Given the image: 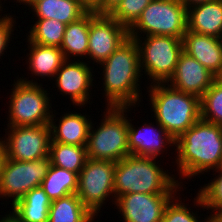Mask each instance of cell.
I'll list each match as a JSON object with an SVG mask.
<instances>
[{"mask_svg":"<svg viewBox=\"0 0 222 222\" xmlns=\"http://www.w3.org/2000/svg\"><path fill=\"white\" fill-rule=\"evenodd\" d=\"M179 179L210 172L222 166V126L201 118L175 139Z\"/></svg>","mask_w":222,"mask_h":222,"instance_id":"obj_1","label":"cell"},{"mask_svg":"<svg viewBox=\"0 0 222 222\" xmlns=\"http://www.w3.org/2000/svg\"><path fill=\"white\" fill-rule=\"evenodd\" d=\"M99 65L103 66L102 87L108 103L106 107L121 108L140 104L142 92L140 93L139 89L141 87L139 78L143 74L135 39L128 37Z\"/></svg>","mask_w":222,"mask_h":222,"instance_id":"obj_2","label":"cell"},{"mask_svg":"<svg viewBox=\"0 0 222 222\" xmlns=\"http://www.w3.org/2000/svg\"><path fill=\"white\" fill-rule=\"evenodd\" d=\"M158 158L129 155L115 162V200L128 193H177L181 183L157 165Z\"/></svg>","mask_w":222,"mask_h":222,"instance_id":"obj_3","label":"cell"},{"mask_svg":"<svg viewBox=\"0 0 222 222\" xmlns=\"http://www.w3.org/2000/svg\"><path fill=\"white\" fill-rule=\"evenodd\" d=\"M148 100L158 122L174 139L201 118L200 98L166 83L149 84ZM149 88V89H148Z\"/></svg>","mask_w":222,"mask_h":222,"instance_id":"obj_4","label":"cell"},{"mask_svg":"<svg viewBox=\"0 0 222 222\" xmlns=\"http://www.w3.org/2000/svg\"><path fill=\"white\" fill-rule=\"evenodd\" d=\"M133 107H107L97 130L91 123L86 145L87 158L118 162L130 155L128 147L129 109Z\"/></svg>","mask_w":222,"mask_h":222,"instance_id":"obj_5","label":"cell"},{"mask_svg":"<svg viewBox=\"0 0 222 222\" xmlns=\"http://www.w3.org/2000/svg\"><path fill=\"white\" fill-rule=\"evenodd\" d=\"M37 81L23 79L13 84L9 99L7 127L47 125L51 120L52 105L47 91ZM51 108V109H50Z\"/></svg>","mask_w":222,"mask_h":222,"instance_id":"obj_6","label":"cell"},{"mask_svg":"<svg viewBox=\"0 0 222 222\" xmlns=\"http://www.w3.org/2000/svg\"><path fill=\"white\" fill-rule=\"evenodd\" d=\"M131 38L138 46L141 72L149 77L151 84L167 83L183 52L182 39L164 35Z\"/></svg>","mask_w":222,"mask_h":222,"instance_id":"obj_7","label":"cell"},{"mask_svg":"<svg viewBox=\"0 0 222 222\" xmlns=\"http://www.w3.org/2000/svg\"><path fill=\"white\" fill-rule=\"evenodd\" d=\"M187 31V8L180 0H152L128 29L129 37L164 35L182 39ZM141 33V34H139Z\"/></svg>","mask_w":222,"mask_h":222,"instance_id":"obj_8","label":"cell"},{"mask_svg":"<svg viewBox=\"0 0 222 222\" xmlns=\"http://www.w3.org/2000/svg\"><path fill=\"white\" fill-rule=\"evenodd\" d=\"M114 173L115 162L87 158L78 175L76 194L96 218L107 198L115 203Z\"/></svg>","mask_w":222,"mask_h":222,"instance_id":"obj_9","label":"cell"},{"mask_svg":"<svg viewBox=\"0 0 222 222\" xmlns=\"http://www.w3.org/2000/svg\"><path fill=\"white\" fill-rule=\"evenodd\" d=\"M50 167V156L34 161L6 158L0 174V199L13 198L10 204H14L33 188L41 186Z\"/></svg>","mask_w":222,"mask_h":222,"instance_id":"obj_10","label":"cell"},{"mask_svg":"<svg viewBox=\"0 0 222 222\" xmlns=\"http://www.w3.org/2000/svg\"><path fill=\"white\" fill-rule=\"evenodd\" d=\"M4 139L7 158L18 161H34L49 156L50 125L7 127Z\"/></svg>","mask_w":222,"mask_h":222,"instance_id":"obj_11","label":"cell"},{"mask_svg":"<svg viewBox=\"0 0 222 222\" xmlns=\"http://www.w3.org/2000/svg\"><path fill=\"white\" fill-rule=\"evenodd\" d=\"M128 29L109 14H97L90 9L88 58L100 64L127 38Z\"/></svg>","mask_w":222,"mask_h":222,"instance_id":"obj_12","label":"cell"},{"mask_svg":"<svg viewBox=\"0 0 222 222\" xmlns=\"http://www.w3.org/2000/svg\"><path fill=\"white\" fill-rule=\"evenodd\" d=\"M177 193H128L115 200L123 222H161L165 208Z\"/></svg>","mask_w":222,"mask_h":222,"instance_id":"obj_13","label":"cell"},{"mask_svg":"<svg viewBox=\"0 0 222 222\" xmlns=\"http://www.w3.org/2000/svg\"><path fill=\"white\" fill-rule=\"evenodd\" d=\"M93 73L91 66L83 60H65L54 77L56 88L63 96H70L73 104L83 107L90 103Z\"/></svg>","mask_w":222,"mask_h":222,"instance_id":"obj_14","label":"cell"},{"mask_svg":"<svg viewBox=\"0 0 222 222\" xmlns=\"http://www.w3.org/2000/svg\"><path fill=\"white\" fill-rule=\"evenodd\" d=\"M216 76L190 55L182 52L167 84L177 91L202 98ZM170 83V84H169Z\"/></svg>","mask_w":222,"mask_h":222,"instance_id":"obj_15","label":"cell"},{"mask_svg":"<svg viewBox=\"0 0 222 222\" xmlns=\"http://www.w3.org/2000/svg\"><path fill=\"white\" fill-rule=\"evenodd\" d=\"M130 121L132 120L128 119V147L130 155L158 158L167 150L166 145L167 148L175 146V139L158 122H156V127L151 122L149 124L143 123L144 125L137 129Z\"/></svg>","mask_w":222,"mask_h":222,"instance_id":"obj_16","label":"cell"},{"mask_svg":"<svg viewBox=\"0 0 222 222\" xmlns=\"http://www.w3.org/2000/svg\"><path fill=\"white\" fill-rule=\"evenodd\" d=\"M183 52L205 66L216 77H222V39L186 31L182 37Z\"/></svg>","mask_w":222,"mask_h":222,"instance_id":"obj_17","label":"cell"},{"mask_svg":"<svg viewBox=\"0 0 222 222\" xmlns=\"http://www.w3.org/2000/svg\"><path fill=\"white\" fill-rule=\"evenodd\" d=\"M55 114L51 113L50 129L51 140L61 144H70L78 146H86L88 140V134L92 120L89 116L77 112L72 113L69 111L62 114L59 119V124L56 125Z\"/></svg>","mask_w":222,"mask_h":222,"instance_id":"obj_18","label":"cell"},{"mask_svg":"<svg viewBox=\"0 0 222 222\" xmlns=\"http://www.w3.org/2000/svg\"><path fill=\"white\" fill-rule=\"evenodd\" d=\"M187 31L222 39V0L210 1L188 8Z\"/></svg>","mask_w":222,"mask_h":222,"instance_id":"obj_19","label":"cell"},{"mask_svg":"<svg viewBox=\"0 0 222 222\" xmlns=\"http://www.w3.org/2000/svg\"><path fill=\"white\" fill-rule=\"evenodd\" d=\"M28 42L29 54L28 57V69L32 71V75L38 77H49L53 79L55 74L61 67L62 63L65 61L63 52L60 47L56 46H42L33 42ZM30 55V56H29ZM51 77V78H50Z\"/></svg>","mask_w":222,"mask_h":222,"instance_id":"obj_20","label":"cell"},{"mask_svg":"<svg viewBox=\"0 0 222 222\" xmlns=\"http://www.w3.org/2000/svg\"><path fill=\"white\" fill-rule=\"evenodd\" d=\"M31 10L36 18L56 19L68 25L82 17L89 8L81 0H40Z\"/></svg>","mask_w":222,"mask_h":222,"instance_id":"obj_21","label":"cell"},{"mask_svg":"<svg viewBox=\"0 0 222 222\" xmlns=\"http://www.w3.org/2000/svg\"><path fill=\"white\" fill-rule=\"evenodd\" d=\"M51 200L41 186L33 188L11 205L20 222H48Z\"/></svg>","mask_w":222,"mask_h":222,"instance_id":"obj_22","label":"cell"},{"mask_svg":"<svg viewBox=\"0 0 222 222\" xmlns=\"http://www.w3.org/2000/svg\"><path fill=\"white\" fill-rule=\"evenodd\" d=\"M90 25V9L78 20L69 23L64 32L60 49L65 60L71 57H88V37ZM77 56V57H76Z\"/></svg>","mask_w":222,"mask_h":222,"instance_id":"obj_23","label":"cell"},{"mask_svg":"<svg viewBox=\"0 0 222 222\" xmlns=\"http://www.w3.org/2000/svg\"><path fill=\"white\" fill-rule=\"evenodd\" d=\"M93 215L76 193L51 201L48 222H93Z\"/></svg>","mask_w":222,"mask_h":222,"instance_id":"obj_24","label":"cell"},{"mask_svg":"<svg viewBox=\"0 0 222 222\" xmlns=\"http://www.w3.org/2000/svg\"><path fill=\"white\" fill-rule=\"evenodd\" d=\"M41 187L51 201L74 194L78 188V174L51 164Z\"/></svg>","mask_w":222,"mask_h":222,"instance_id":"obj_25","label":"cell"},{"mask_svg":"<svg viewBox=\"0 0 222 222\" xmlns=\"http://www.w3.org/2000/svg\"><path fill=\"white\" fill-rule=\"evenodd\" d=\"M51 164L79 175L87 161L86 146L61 144L50 141Z\"/></svg>","mask_w":222,"mask_h":222,"instance_id":"obj_26","label":"cell"},{"mask_svg":"<svg viewBox=\"0 0 222 222\" xmlns=\"http://www.w3.org/2000/svg\"><path fill=\"white\" fill-rule=\"evenodd\" d=\"M37 19L35 24L30 27L27 40L42 46L60 47L67 25L56 19Z\"/></svg>","mask_w":222,"mask_h":222,"instance_id":"obj_27","label":"cell"},{"mask_svg":"<svg viewBox=\"0 0 222 222\" xmlns=\"http://www.w3.org/2000/svg\"><path fill=\"white\" fill-rule=\"evenodd\" d=\"M219 175L216 176L211 182L205 184L199 189L196 198H194V205L206 210H212L209 216L214 220L222 212V166L214 170ZM216 211V212H214Z\"/></svg>","mask_w":222,"mask_h":222,"instance_id":"obj_28","label":"cell"},{"mask_svg":"<svg viewBox=\"0 0 222 222\" xmlns=\"http://www.w3.org/2000/svg\"><path fill=\"white\" fill-rule=\"evenodd\" d=\"M201 119L222 126V77H216L200 99Z\"/></svg>","mask_w":222,"mask_h":222,"instance_id":"obj_29","label":"cell"},{"mask_svg":"<svg viewBox=\"0 0 222 222\" xmlns=\"http://www.w3.org/2000/svg\"><path fill=\"white\" fill-rule=\"evenodd\" d=\"M151 1L152 0H121L109 15L129 29Z\"/></svg>","mask_w":222,"mask_h":222,"instance_id":"obj_30","label":"cell"},{"mask_svg":"<svg viewBox=\"0 0 222 222\" xmlns=\"http://www.w3.org/2000/svg\"><path fill=\"white\" fill-rule=\"evenodd\" d=\"M178 197H173L167 204L161 222H213L212 218L208 216L205 220L200 221L196 213H193L190 207L188 208L182 200ZM179 201V202H178Z\"/></svg>","mask_w":222,"mask_h":222,"instance_id":"obj_31","label":"cell"},{"mask_svg":"<svg viewBox=\"0 0 222 222\" xmlns=\"http://www.w3.org/2000/svg\"><path fill=\"white\" fill-rule=\"evenodd\" d=\"M15 19L10 13L4 14V16L0 17V56H2L5 50L8 47V43H10V38L13 33ZM1 58V57H0Z\"/></svg>","mask_w":222,"mask_h":222,"instance_id":"obj_32","label":"cell"},{"mask_svg":"<svg viewBox=\"0 0 222 222\" xmlns=\"http://www.w3.org/2000/svg\"><path fill=\"white\" fill-rule=\"evenodd\" d=\"M121 0H98L91 8L97 14H109Z\"/></svg>","mask_w":222,"mask_h":222,"instance_id":"obj_33","label":"cell"},{"mask_svg":"<svg viewBox=\"0 0 222 222\" xmlns=\"http://www.w3.org/2000/svg\"><path fill=\"white\" fill-rule=\"evenodd\" d=\"M6 158H7L6 147L2 137V139L0 138V174L3 170Z\"/></svg>","mask_w":222,"mask_h":222,"instance_id":"obj_34","label":"cell"},{"mask_svg":"<svg viewBox=\"0 0 222 222\" xmlns=\"http://www.w3.org/2000/svg\"><path fill=\"white\" fill-rule=\"evenodd\" d=\"M180 1L188 9L190 7H193V6L203 4V3H206V2H210V1H215V0H180Z\"/></svg>","mask_w":222,"mask_h":222,"instance_id":"obj_35","label":"cell"},{"mask_svg":"<svg viewBox=\"0 0 222 222\" xmlns=\"http://www.w3.org/2000/svg\"><path fill=\"white\" fill-rule=\"evenodd\" d=\"M0 222H20L19 218L10 211L9 214H5L2 218H0Z\"/></svg>","mask_w":222,"mask_h":222,"instance_id":"obj_36","label":"cell"},{"mask_svg":"<svg viewBox=\"0 0 222 222\" xmlns=\"http://www.w3.org/2000/svg\"><path fill=\"white\" fill-rule=\"evenodd\" d=\"M40 0H16V3H20L19 5L25 4V6H28L29 9ZM15 2V0H14ZM22 3V4H21Z\"/></svg>","mask_w":222,"mask_h":222,"instance_id":"obj_37","label":"cell"},{"mask_svg":"<svg viewBox=\"0 0 222 222\" xmlns=\"http://www.w3.org/2000/svg\"><path fill=\"white\" fill-rule=\"evenodd\" d=\"M87 8L91 9L96 3L98 0H81Z\"/></svg>","mask_w":222,"mask_h":222,"instance_id":"obj_38","label":"cell"},{"mask_svg":"<svg viewBox=\"0 0 222 222\" xmlns=\"http://www.w3.org/2000/svg\"><path fill=\"white\" fill-rule=\"evenodd\" d=\"M213 222H222V212L213 220Z\"/></svg>","mask_w":222,"mask_h":222,"instance_id":"obj_39","label":"cell"},{"mask_svg":"<svg viewBox=\"0 0 222 222\" xmlns=\"http://www.w3.org/2000/svg\"><path fill=\"white\" fill-rule=\"evenodd\" d=\"M2 4H1V0H0V11H3V9H1L2 8V6H1ZM1 13V12H0Z\"/></svg>","mask_w":222,"mask_h":222,"instance_id":"obj_40","label":"cell"}]
</instances>
